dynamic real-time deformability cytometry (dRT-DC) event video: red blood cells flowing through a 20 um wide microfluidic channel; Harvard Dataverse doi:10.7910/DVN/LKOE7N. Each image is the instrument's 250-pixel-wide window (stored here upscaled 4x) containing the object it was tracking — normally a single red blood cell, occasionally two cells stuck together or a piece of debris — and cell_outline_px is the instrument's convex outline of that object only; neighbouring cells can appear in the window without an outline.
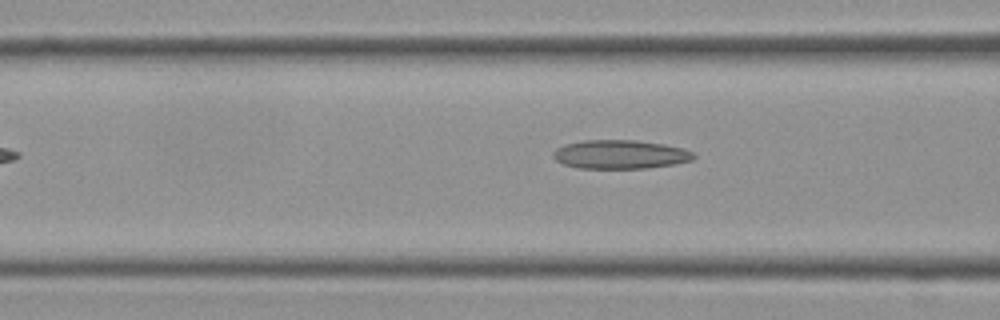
{"species": "Egyptian fruit bat (a non-hibernating species)", "species_latin": "Rousettus aegyptiacus", "temperature_condition": "cold", "stored_images_in_passage": 11, "camera_frame_rate_fps": 3000, "um_per_image_px": 0.085, "frame": {"image": 1, "passage_image": 8, "time_ms": 2.333, "image_size_px": [1000, 320], "cell_outline_px": [[696, 156], [692, 160], [676, 164], [648, 168], [576, 168], [564, 164], [556, 160], [552, 156], [552, 152], [556, 148], [564, 144], [584, 140], [636, 140], [664, 144], [684, 148], [692, 152]], "centroid_in_image_um": [52.71, 13.12], "position_along_channel_um": 113.9, "area_um2": 23.76}}